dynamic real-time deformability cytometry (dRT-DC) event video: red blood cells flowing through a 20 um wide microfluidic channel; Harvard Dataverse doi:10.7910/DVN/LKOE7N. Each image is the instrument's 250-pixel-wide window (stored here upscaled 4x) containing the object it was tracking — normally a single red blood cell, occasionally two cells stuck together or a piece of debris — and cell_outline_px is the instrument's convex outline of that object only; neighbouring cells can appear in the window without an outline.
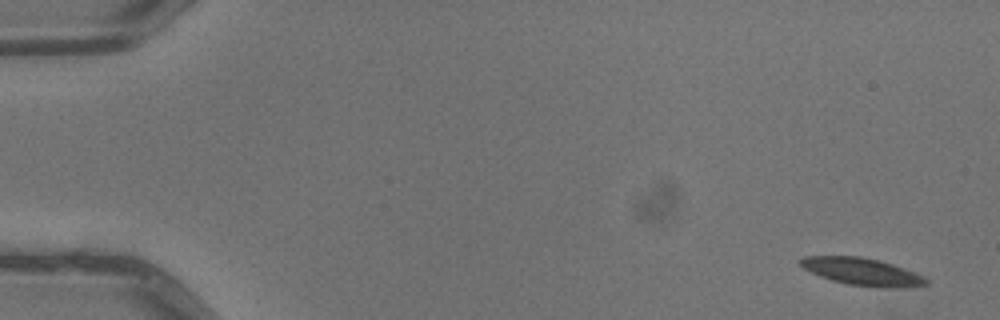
{"species": "common noctule bat (a hibernating species)", "species_latin": "Nyctalus noctula", "temperature_condition": "warm", "stored_images_in_passage": 6, "camera_frame_rate_fps": 3000, "um_per_image_px": 0.085, "animal": {"sex": "male", "body_mass_g": 13.3}, "frame": {"image": 1, "passage_image": 1, "time_ms": 0.0, "image_size_px": [1000, 320], "cell_outline_px": [[928, 284], [900, 288], [896, 288], [848, 284], [832, 280], [820, 276], [804, 268], [800, 264], [800, 260], [804, 256], [860, 256], [880, 260], [892, 264], [912, 272], [928, 280]], "centroid_in_image_um": [73.25, 23.08], "position_along_channel_um": 11.8, "area_um2": 19.54}}
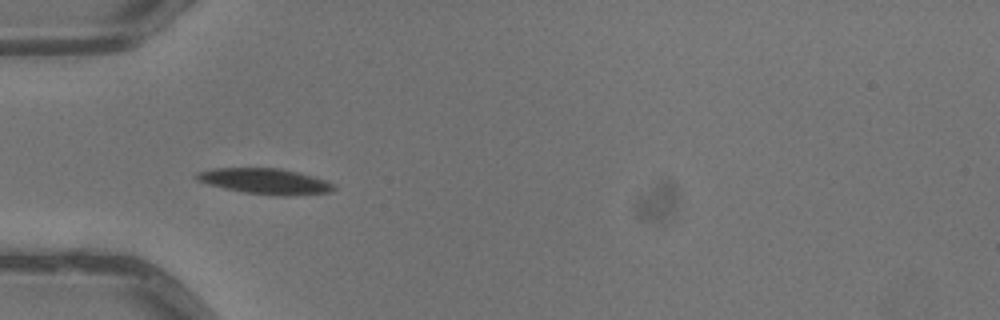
{"frame": {"image": 2, "passage_image": 5, "time_ms": 1.333, "image_size_px": [1000, 320], "cell_outline_px": [[336, 188], [332, 192], [288, 196], [276, 196], [244, 192], [224, 188], [208, 184], [196, 180], [196, 172], [212, 168], [280, 168], [312, 176], [336, 184]], "centroid_in_image_um": [22.55, 15.41], "position_along_channel_um": 62.5, "area_um2": 20.58}}
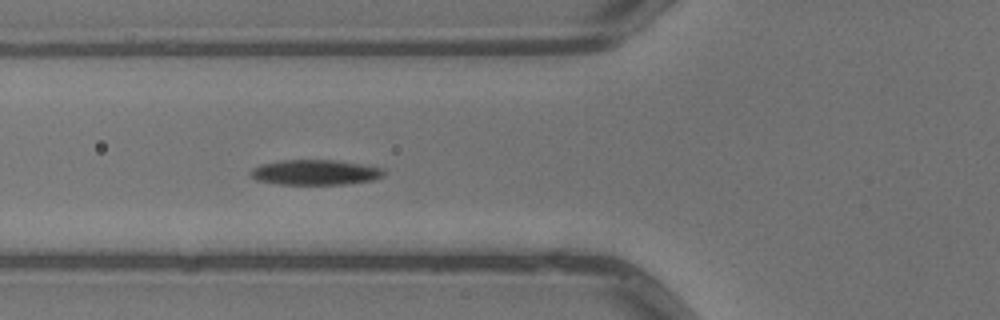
{"frame": {"image": 3, "passage_image": 6, "time_ms": 1.667, "image_size_px": [1000, 320], "cell_outline_px": [[384, 176], [376, 180], [344, 184], [280, 184], [256, 180], [248, 176], [248, 172], [252, 168], [260, 164], [280, 160], [336, 160], [360, 164], [380, 168], [384, 172]], "centroid_in_image_um": [26.73, 14.65], "position_along_channel_um": 99.1, "area_um2": 19.65}}